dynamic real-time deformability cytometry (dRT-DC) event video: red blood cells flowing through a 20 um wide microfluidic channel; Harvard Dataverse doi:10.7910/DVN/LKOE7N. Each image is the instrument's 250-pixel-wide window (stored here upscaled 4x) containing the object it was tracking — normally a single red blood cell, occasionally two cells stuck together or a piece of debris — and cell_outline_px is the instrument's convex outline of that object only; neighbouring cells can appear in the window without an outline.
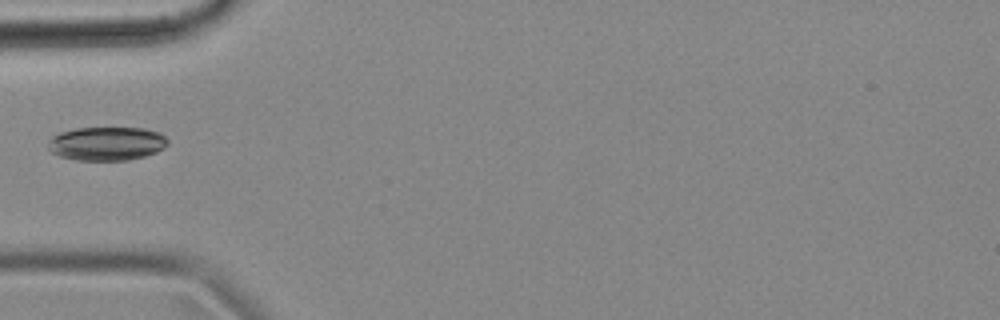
{"species": "common noctule bat (a hibernating species)", "species_latin": "Nyctalus noctula", "temperature_condition": "cold", "stored_images_in_passage": 7, "camera_frame_rate_fps": 3000, "um_per_image_px": 0.085, "animal": {"sex": "female", "body_mass_g": 18.4}, "frame": {"image": 1, "passage_image": 1, "time_ms": 0.0, "image_size_px": [1000, 320], "cell_outline_px": [[168, 144], [164, 148], [156, 152], [144, 156], [128, 160], [76, 160], [60, 156], [52, 152], [48, 148], [48, 140], [52, 136], [60, 132], [76, 128], [144, 128], [160, 132], [168, 140]], "centroid_in_image_um": [9.07, 12.2], "position_along_channel_um": 75.9, "area_um2": 23.58}}